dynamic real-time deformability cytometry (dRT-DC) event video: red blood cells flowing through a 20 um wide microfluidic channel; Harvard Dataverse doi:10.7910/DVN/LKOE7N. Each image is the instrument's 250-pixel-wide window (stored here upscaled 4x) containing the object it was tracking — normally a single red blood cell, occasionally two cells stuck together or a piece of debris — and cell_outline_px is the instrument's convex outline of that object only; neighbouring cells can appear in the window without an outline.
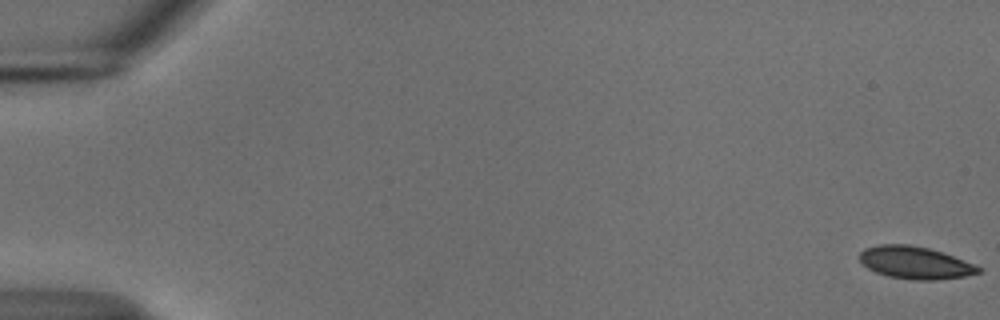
{"species": "common noctule bat (a hibernating species)", "species_latin": "Nyctalus noctula", "temperature_condition": "cold", "stored_images_in_passage": 54, "camera_frame_rate_fps": 3000, "um_per_image_px": 0.085, "animal": {"sex": "male", "body_mass_g": 18.8}, "frame": {"image": 1, "passage_image": 1, "time_ms": 0.0, "image_size_px": [1000, 320], "cell_outline_px": [[984, 272], [964, 276], [936, 280], [916, 280], [888, 276], [876, 272], [868, 268], [860, 260], [860, 252], [864, 248], [880, 244], [908, 244], [928, 248], [944, 252], [984, 268]], "centroid_in_image_um": [77.83, 22.32], "position_along_channel_um": 7.2, "area_um2": 22.54}}
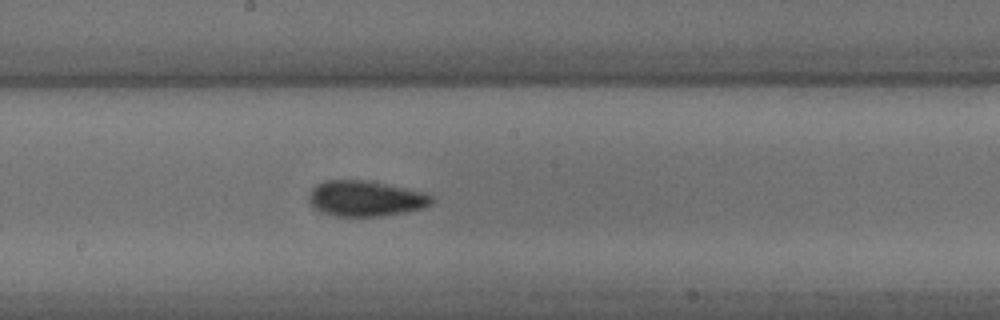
{"frame": {"image": 2, "passage_image": 31, "time_ms": 10.0, "image_size_px": [1000, 320], "cell_outline_px": [[432, 204], [424, 208], [404, 212], [380, 216], [332, 216], [320, 212], [308, 200], [308, 196], [312, 188], [316, 184], [324, 180], [364, 180], [428, 192], [432, 196]], "centroid_in_image_um": [31.07, 16.87], "position_along_channel_um": 217.1, "area_um2": 25.61}}
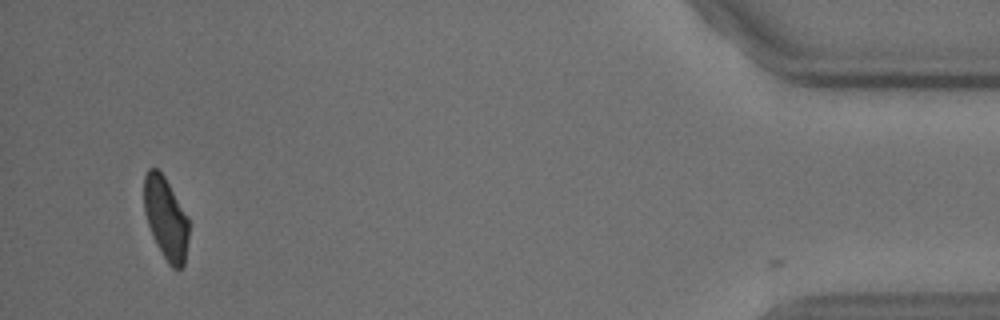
{"frame": {"image": 3, "passage_image": 53, "time_ms": 17.333, "image_size_px": [1000, 320], "cell_outline_px": [[188, 240], [184, 264], [180, 268], [172, 268], [168, 264], [156, 244], [152, 236], [144, 212], [144, 176], [148, 168], [156, 168], [164, 176], [188, 220]], "centroid_in_image_um": [14.06, 18.57], "position_along_channel_um": 421.1, "area_um2": 21.1}, "authors_computed_cell_mechanics": {"area_um2": 23.2934, "velocity_mm_per_s": 3.7292, "shape_relaxation_time_tau1_ms": 3.4498, "shape_relaxation_time_tau2_ms": 2.6995, "deformation_change_tau1": 0.1126, "deformation_change_tau2": 0.0728}}